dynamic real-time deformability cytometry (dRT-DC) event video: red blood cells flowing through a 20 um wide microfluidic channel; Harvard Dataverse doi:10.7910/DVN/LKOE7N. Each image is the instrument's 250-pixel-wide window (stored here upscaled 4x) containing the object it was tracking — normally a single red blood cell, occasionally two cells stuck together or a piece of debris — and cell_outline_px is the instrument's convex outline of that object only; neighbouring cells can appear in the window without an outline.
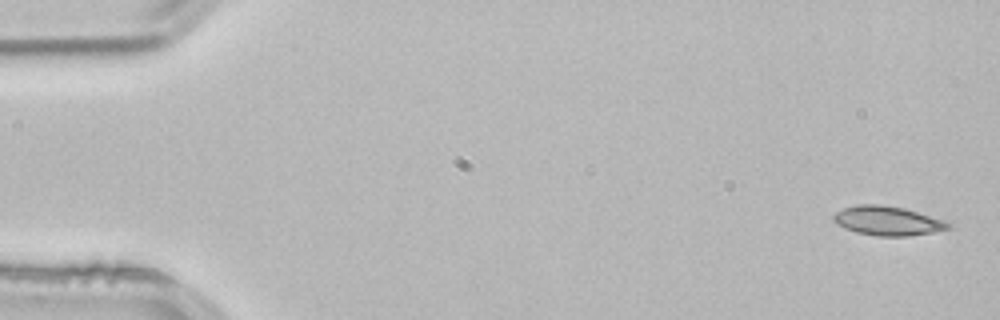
{"species": "common noctule bat (a hibernating species)", "species_latin": "Nyctalus noctula", "temperature_condition": "room temperature", "stored_images_in_passage": 52, "camera_frame_rate_fps": 3000, "um_per_image_px": 0.085, "animal": {"sex": "male", "body_mass_g": 21.5, "forearm_length_mm": 52.0}, "frame": {"image": 1, "passage_image": 1, "time_ms": 0.0, "image_size_px": [1000, 320], "cell_outline_px": [[952, 228], [932, 232], [908, 236], [876, 236], [856, 232], [832, 220], [832, 216], [836, 212], [844, 208], [856, 204], [880, 204], [904, 208], [944, 220], [952, 224]], "centroid_in_image_um": [75.47, 18.76], "position_along_channel_um": 9.5, "area_um2": 19.42}}
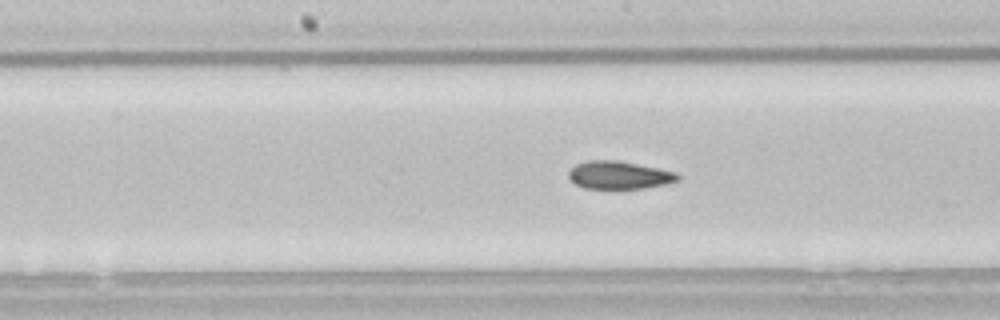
{"frame": {"image": 2, "passage_image": 26, "time_ms": 8.333, "image_size_px": [1000, 320], "cell_outline_px": [[680, 180], [664, 184], [644, 188], [584, 188], [576, 184], [568, 176], [568, 172], [576, 164], [588, 160], [616, 160], [676, 172], [680, 176]], "centroid_in_image_um": [52.62, 14.88], "position_along_channel_um": 195.6, "area_um2": 17.46}}
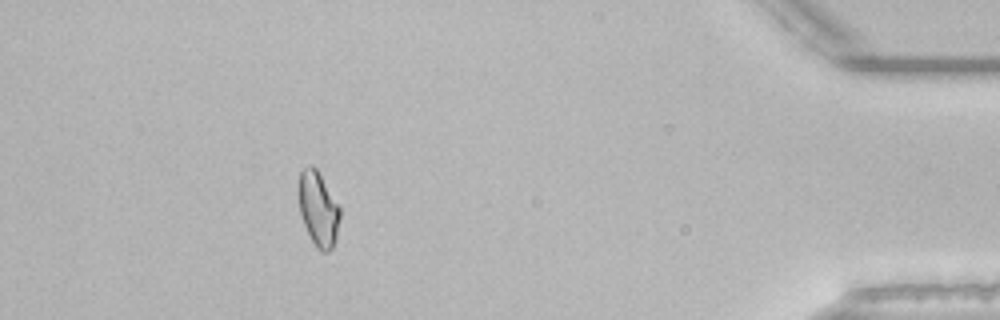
{"frame": {"image": 3, "passage_image": 47, "time_ms": 15.333, "image_size_px": [1000, 320], "cell_outline_px": [[340, 216], [336, 240], [332, 248], [328, 252], [320, 252], [316, 248], [300, 216], [296, 192], [296, 188], [300, 172], [308, 164], [312, 164], [316, 168], [340, 208]], "centroid_in_image_um": [27.01, 17.74], "position_along_channel_um": 408.2, "area_um2": 18.32}, "authors_computed_cell_mechanics": {"area_um2": 18.3515, "velocity_mm_per_s": 3.8371, "shape_relaxation_time_tau1_ms": null, "shape_relaxation_time_tau2_ms": 2.9839, "deformation_change_tau1": null, "deformation_change_tau2": 0.0682}}